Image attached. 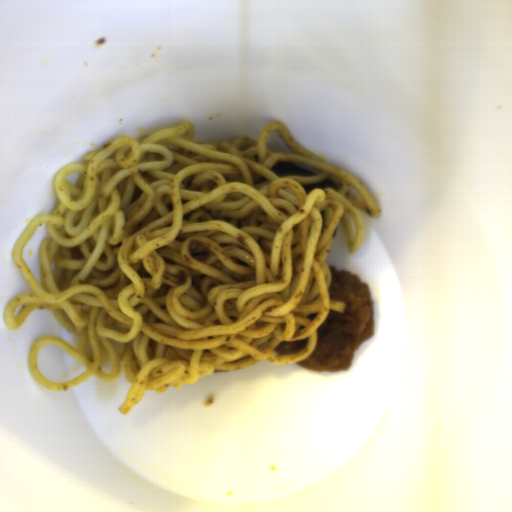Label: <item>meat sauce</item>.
<instances>
[{"label": "meat sauce", "instance_id": "obj_1", "mask_svg": "<svg viewBox=\"0 0 512 512\" xmlns=\"http://www.w3.org/2000/svg\"><path fill=\"white\" fill-rule=\"evenodd\" d=\"M188 280V275L185 270H178L175 278L176 285H182Z\"/></svg>", "mask_w": 512, "mask_h": 512}]
</instances>
